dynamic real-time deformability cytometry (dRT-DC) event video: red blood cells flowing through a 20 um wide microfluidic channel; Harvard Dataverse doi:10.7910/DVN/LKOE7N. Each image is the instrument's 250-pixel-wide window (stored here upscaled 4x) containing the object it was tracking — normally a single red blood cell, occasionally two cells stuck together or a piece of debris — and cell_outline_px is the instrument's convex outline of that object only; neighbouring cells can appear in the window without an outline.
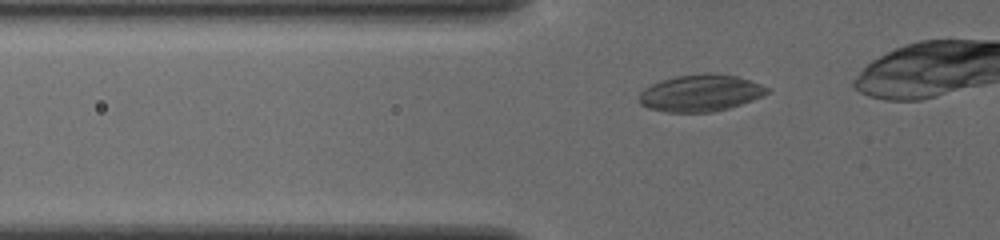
{"species": "common noctule bat (a hibernating species)", "species_latin": "Nyctalus noctula", "temperature_condition": "cold", "stored_images_in_passage": 30, "camera_frame_rate_fps": 3000, "um_per_image_px": 0.085, "animal": {"sex": "female", "body_mass_g": 19.5, "forearm_length_mm": 54.1}, "frame": {"image": 1, "passage_image": 4, "time_ms": 1.0, "image_size_px": [1000, 240], "cell_outline_px": [[772, 88], [768, 92], [752, 100], [728, 108], [712, 112], [664, 112], [648, 108], [640, 104], [640, 92], [644, 88], [660, 80], [676, 76], [708, 72], [736, 76]], "centroid_in_image_um": [59.52, 7.9], "position_along_channel_um": 66.3, "area_um2": 27.4}}
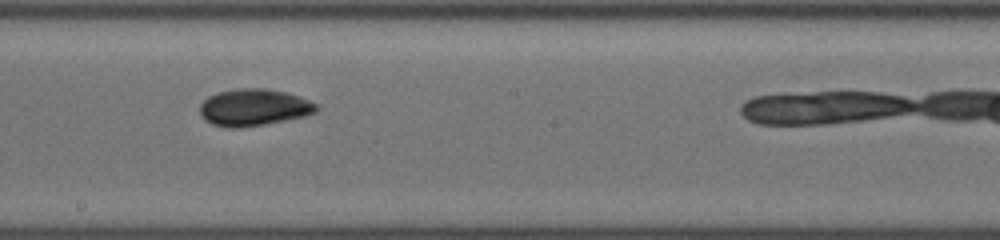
{"frame": {"image": 2, "passage_image": 17, "time_ms": 5.333, "image_size_px": [1000, 240], "cell_outline_px": [[320, 108], [316, 112], [304, 116], [264, 124], [228, 128], [212, 124], [200, 112], [200, 104], [208, 96], [220, 92], [236, 88], [264, 88], [284, 92], [300, 96], [320, 104]], "centroid_in_image_um": [21.63, 9.11], "position_along_channel_um": 226.6, "area_um2": 24.85}}
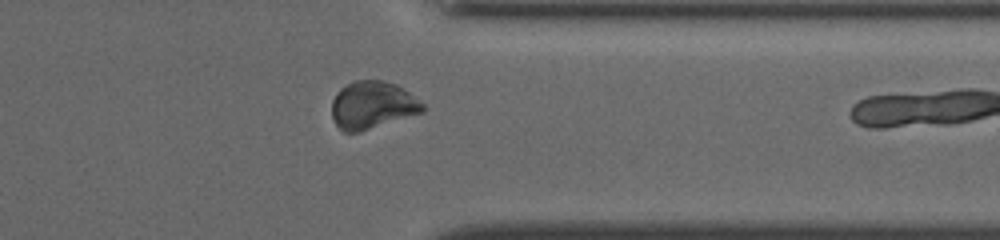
{"frame": {"image": 3, "passage_image": 29, "time_ms": 9.333, "image_size_px": [1000, 240], "cell_outline_px": [[424, 112], [360, 132], [344, 132], [336, 124], [332, 116], [332, 100], [336, 92], [340, 88], [356, 80], [384, 80], [396, 84], [408, 92], [424, 104]], "centroid_in_image_um": [31.65, 8.93], "position_along_channel_um": 379.8, "area_um2": 25.2}}